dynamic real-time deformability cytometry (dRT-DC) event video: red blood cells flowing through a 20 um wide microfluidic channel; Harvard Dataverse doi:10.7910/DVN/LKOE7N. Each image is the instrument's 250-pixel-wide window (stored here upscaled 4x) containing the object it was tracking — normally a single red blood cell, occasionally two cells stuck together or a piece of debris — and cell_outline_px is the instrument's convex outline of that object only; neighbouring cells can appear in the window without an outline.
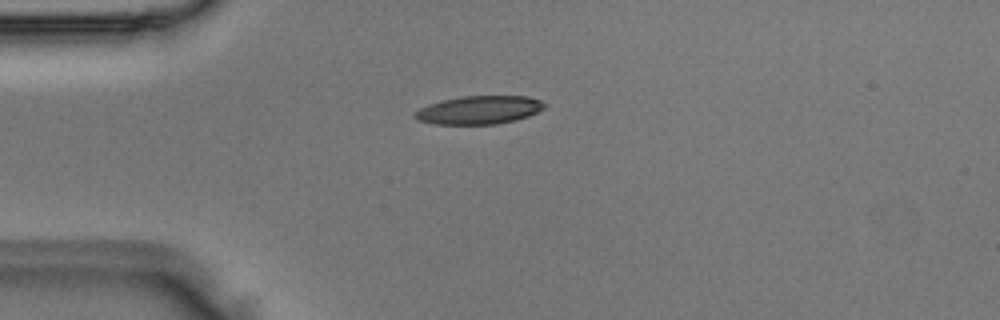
{"species": "Egyptian fruit bat (a non-hibernating species)", "species_latin": "Rousettus aegyptiacus", "temperature_condition": "room temperature", "stored_images_in_passage": 2, "camera_frame_rate_fps": 3000, "um_per_image_px": 0.085, "animal": {"sex": "male"}, "frame": {"image": 1, "passage_image": 1, "time_ms": 0.0, "image_size_px": [1000, 320], "cell_outline_px": [[548, 104], [544, 108], [528, 116], [516, 120], [496, 124], [436, 124], [416, 120], [412, 116], [420, 108], [428, 104], [460, 96], [528, 96], [540, 100]], "centroid_in_image_um": [40.73, 9.35], "position_along_channel_um": 44.3, "area_um2": 21.39}}